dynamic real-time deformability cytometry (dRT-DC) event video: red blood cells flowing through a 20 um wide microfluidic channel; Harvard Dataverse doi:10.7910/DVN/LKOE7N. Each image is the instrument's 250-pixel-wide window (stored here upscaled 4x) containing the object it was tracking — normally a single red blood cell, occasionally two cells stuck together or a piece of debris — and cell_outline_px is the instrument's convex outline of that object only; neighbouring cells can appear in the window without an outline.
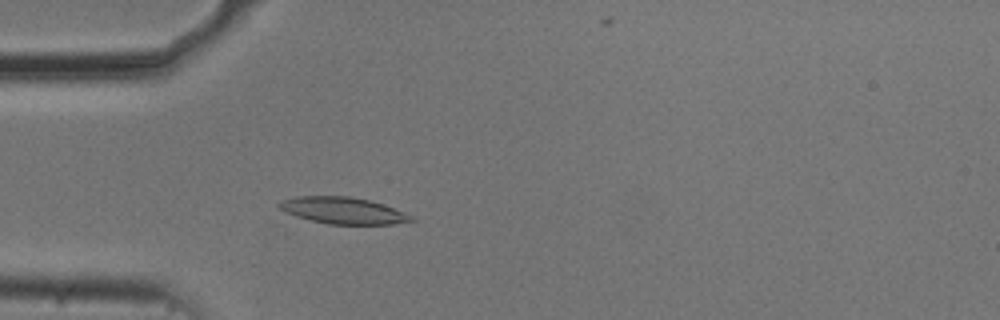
{"species": "common noctule bat (a hibernating species)", "species_latin": "Nyctalus noctula", "temperature_condition": "cold", "stored_images_in_passage": 45, "camera_frame_rate_fps": 3000, "um_per_image_px": 0.085, "animal": {"sex": "male", "body_mass_g": 20.5, "forearm_length_mm": 52.5}, "frame": {"image": 1, "passage_image": 5, "time_ms": 1.333, "image_size_px": [1000, 320], "cell_outline_px": [[416, 220], [392, 224], [328, 224], [296, 216], [284, 212], [276, 204], [280, 200], [296, 196], [348, 196], [368, 200], [392, 208], [412, 216]], "centroid_in_image_um": [29.08, 17.89], "position_along_channel_um": 55.9, "area_um2": 20.23}}
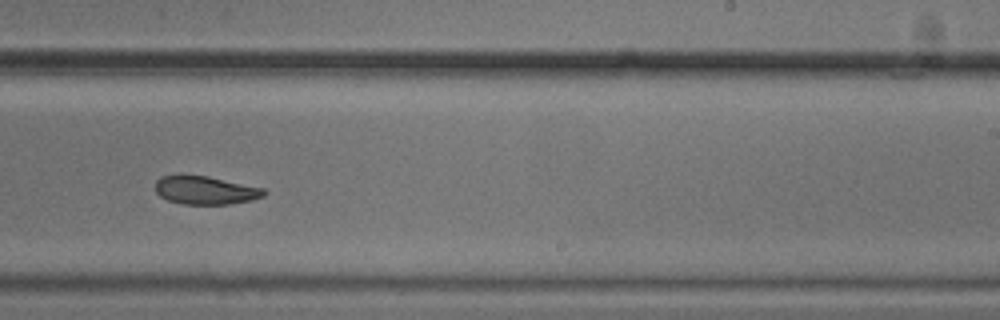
{"frame": {"image": 2, "passage_image": 23, "time_ms": 7.333, "image_size_px": [1000, 320], "cell_outline_px": [[268, 192], [264, 196], [252, 200], [228, 204], [180, 204], [168, 200], [160, 196], [156, 192], [156, 180], [160, 176], [180, 172], [208, 176], [264, 188]], "centroid_in_image_um": [17.42, 16.13], "position_along_channel_um": 271.6, "area_um2": 18.5}}
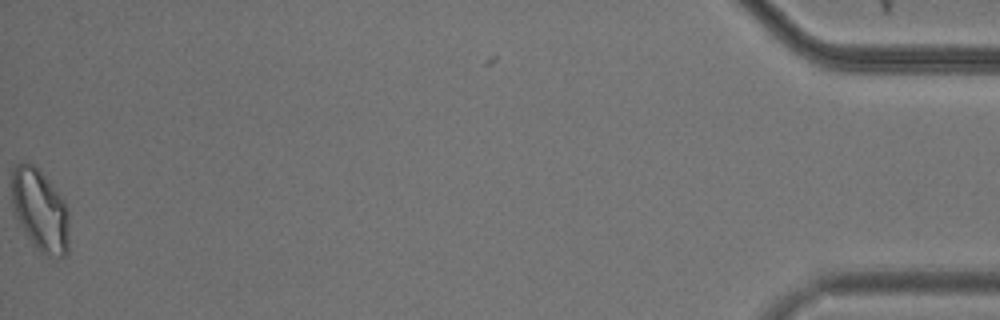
{"frame": {"image": 3, "passage_image": 44, "time_ms": 14.333, "image_size_px": [1000, 320], "cell_outline_px": [[68, 252], [64, 256], [60, 256], [40, 252], [32, 244], [20, 224], [12, 208], [12, 172], [16, 164], [24, 160], [28, 160], [48, 180], [64, 200], [68, 212]], "centroid_in_image_um": [3.39, 17.84], "position_along_channel_um": 431.8, "area_um2": 27.22}, "authors_computed_cell_mechanics": {"area_um2": 19.8832, "velocity_mm_per_s": 3.6916, "shape_relaxation_time_tau1_ms": 6.5091, "shape_relaxation_time_tau2_ms": 4.8696, "deformation_change_tau1": 0.1625, "deformation_change_tau2": 0.1044}}